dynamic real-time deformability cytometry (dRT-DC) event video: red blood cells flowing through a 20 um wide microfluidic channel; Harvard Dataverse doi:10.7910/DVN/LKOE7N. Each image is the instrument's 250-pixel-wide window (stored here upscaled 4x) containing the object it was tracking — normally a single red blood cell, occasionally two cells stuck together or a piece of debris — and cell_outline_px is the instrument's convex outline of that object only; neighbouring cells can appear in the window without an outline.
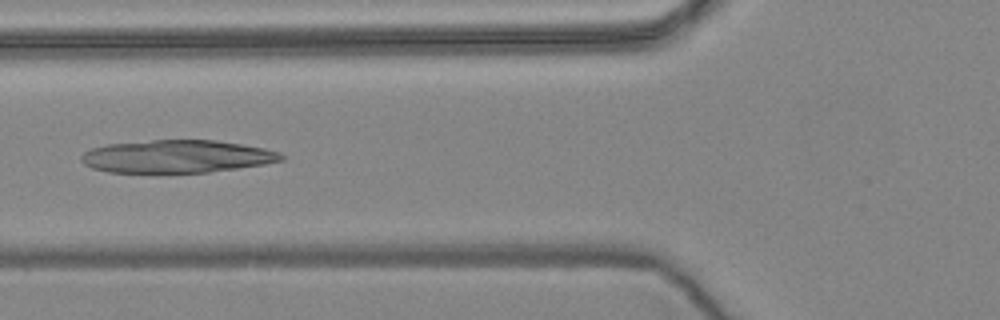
{"species": "common noctule bat (a hibernating species)", "species_latin": "Nyctalus noctula", "temperature_condition": "warm", "stored_images_in_passage": 55, "camera_frame_rate_fps": 3000, "um_per_image_px": 0.085, "animal": {"sex": "female", "body_mass_g": 24.6, "forearm_length_mm": 56.2}, "frame": {"image": 1, "passage_image": 20, "time_ms": 6.333, "image_size_px": [1000, 320], "cell_outline_px": [[284, 160], [264, 164], [208, 172], [108, 172], [92, 168], [84, 164], [80, 160], [80, 156], [84, 152], [92, 148], [108, 144], [152, 140], [216, 140], [244, 144], [264, 148], [280, 152], [284, 156]], "centroid_in_image_um": [15.04, 13.29], "position_along_channel_um": 110.8, "area_um2": 38.09}}
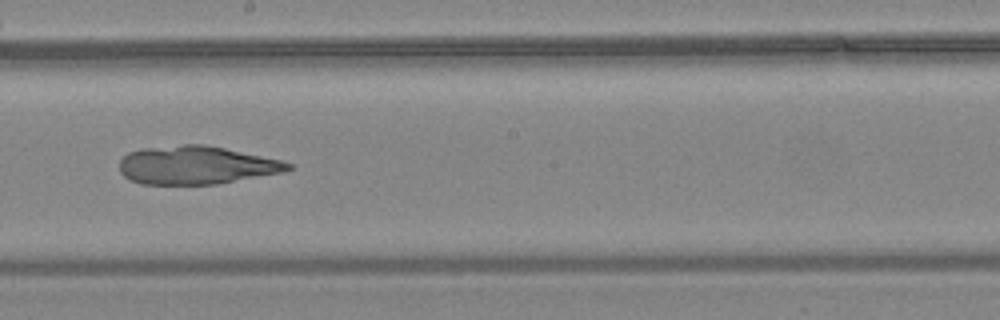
{"frame": {"image": 2, "passage_image": 30, "time_ms": 9.667, "image_size_px": [1000, 320], "cell_outline_px": [[292, 168], [284, 172], [216, 184], [140, 184], [128, 180], [120, 172], [120, 160], [128, 152], [144, 148], [184, 144], [204, 144], [224, 148], [280, 160], [292, 164]], "centroid_in_image_um": [16.64, 14.04], "position_along_channel_um": 231.6, "area_um2": 37.45}}
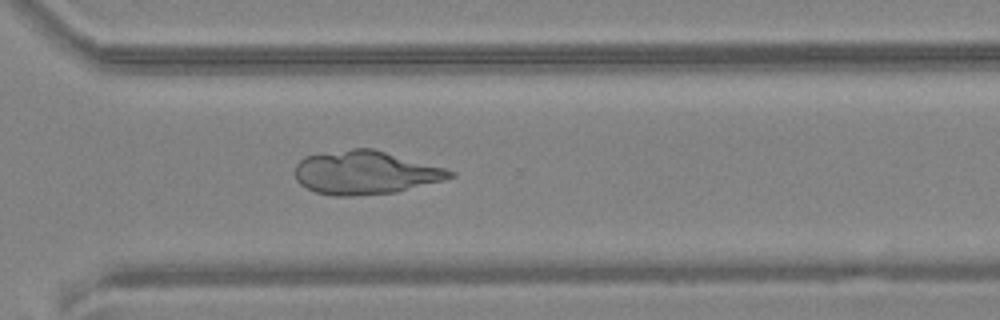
{"frame": {"image": 3, "passage_image": 39, "time_ms": 12.667, "image_size_px": [1000, 320], "cell_outline_px": [[456, 176], [444, 180], [396, 192], [348, 196], [336, 196], [316, 192], [300, 184], [296, 180], [296, 164], [304, 156], [352, 148], [372, 148], [444, 168], [456, 172]], "centroid_in_image_um": [31.05, 14.67], "position_along_channel_um": 339.5, "area_um2": 38.96}}